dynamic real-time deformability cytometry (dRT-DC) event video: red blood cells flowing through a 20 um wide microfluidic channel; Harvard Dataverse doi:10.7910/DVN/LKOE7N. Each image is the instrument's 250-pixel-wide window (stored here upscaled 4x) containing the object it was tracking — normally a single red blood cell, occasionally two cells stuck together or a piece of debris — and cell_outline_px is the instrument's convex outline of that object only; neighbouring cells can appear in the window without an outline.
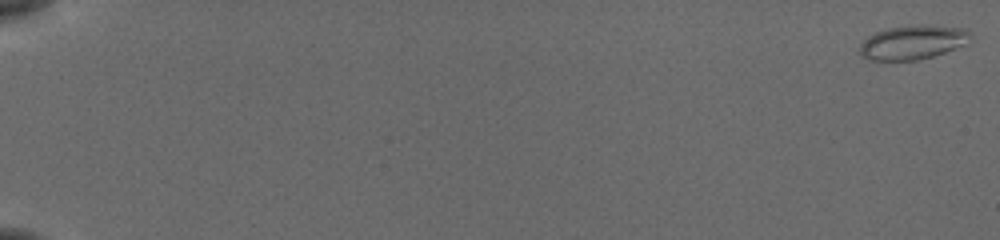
{"species": "common noctule bat (a hibernating species)", "species_latin": "Nyctalus noctula", "temperature_condition": "cold", "stored_images_in_passage": 57, "camera_frame_rate_fps": 3000, "um_per_image_px": 0.085, "animal": {"sex": "female", "body_mass_g": 19.5, "forearm_length_mm": 54.1}, "frame": {"image": 1, "passage_image": 1, "time_ms": 0.0, "image_size_px": [1000, 240], "cell_outline_px": [[968, 44], [932, 56], [916, 60], [872, 60], [864, 56], [860, 52], [860, 44], [864, 40], [876, 32], [888, 28], [964, 28], [968, 32]], "centroid_in_image_um": [77.54, 3.66], "position_along_channel_um": 7.5, "area_um2": 20.52}}
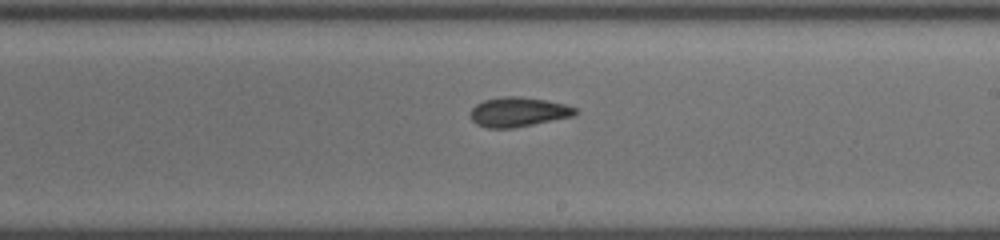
{"frame": {"image": 2, "passage_image": 36, "time_ms": 11.667, "image_size_px": [1000, 240], "cell_outline_px": [[576, 112], [572, 116], [512, 128], [488, 128], [476, 124], [472, 120], [472, 108], [476, 104], [484, 100], [504, 96], [516, 96], [544, 100], [564, 104], [576, 108]], "centroid_in_image_um": [44.02, 9.51], "position_along_channel_um": 245.0, "area_um2": 17.63}}
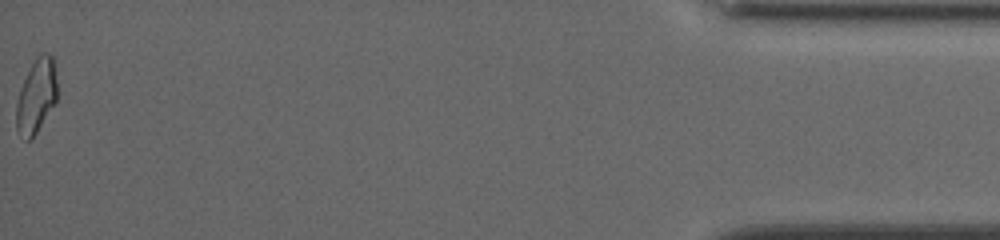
{"frame": {"image": 3, "passage_image": 57, "time_ms": 18.667, "image_size_px": [1000, 240], "cell_outline_px": [[56, 100], [36, 132], [28, 140], [24, 140], [16, 128], [16, 104], [20, 88], [36, 56], [40, 52], [48, 52], [52, 56], [56, 80]], "centroid_in_image_um": [3.07, 8.13], "position_along_channel_um": 432.1, "area_um2": 17.22}, "authors_computed_cell_mechanics": {"area_um2": 18.0914, "velocity_mm_per_s": 3.8269, "shape_relaxation_time_tau1_ms": 5.9886, "shape_relaxation_time_tau2_ms": 2.3064, "deformation_change_tau1": 0.1632, "deformation_change_tau2": 0.0753}}